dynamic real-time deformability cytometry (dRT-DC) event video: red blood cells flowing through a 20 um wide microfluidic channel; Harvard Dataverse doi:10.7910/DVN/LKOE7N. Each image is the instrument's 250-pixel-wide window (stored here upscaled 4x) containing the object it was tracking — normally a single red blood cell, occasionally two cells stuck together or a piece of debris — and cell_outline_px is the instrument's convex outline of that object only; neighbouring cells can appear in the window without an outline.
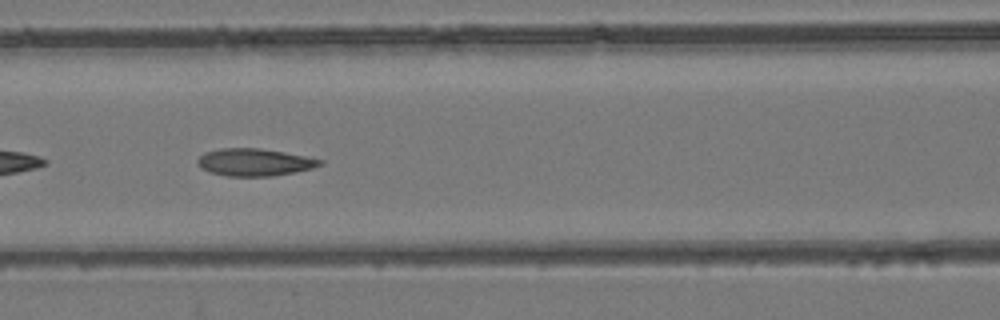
{"species": "common noctule bat (a hibernating species)", "species_latin": "Nyctalus noctula", "temperature_condition": "room temperature", "stored_images_in_passage": 38, "camera_frame_rate_fps": 3000, "um_per_image_px": 0.085, "animal": {"sex": "female", "body_mass_g": 24.6, "forearm_length_mm": 56.2}, "frame": {"image": 1, "passage_image": 7, "time_ms": 2.0, "image_size_px": [1000, 320], "cell_outline_px": [[324, 164], [312, 168], [296, 172], [272, 176], [228, 176], [212, 172], [200, 168], [196, 160], [204, 152], [220, 148], [260, 148], [284, 152], [324, 160]], "centroid_in_image_um": [21.64, 13.78], "position_along_channel_um": 145.0, "area_um2": 19.54}}
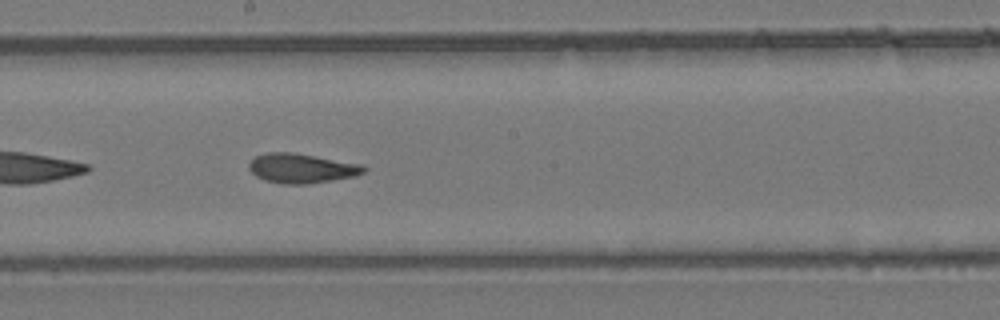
{"frame": {"image": 2, "passage_image": 13, "time_ms": 4.0, "image_size_px": [1000, 320], "cell_outline_px": [[368, 168], [364, 172], [356, 176], [308, 184], [284, 184], [264, 180], [256, 176], [248, 168], [248, 164], [256, 156], [268, 152], [292, 152], [364, 164]], "centroid_in_image_um": [25.67, 14.3], "position_along_channel_um": 222.5, "area_um2": 19.88}}
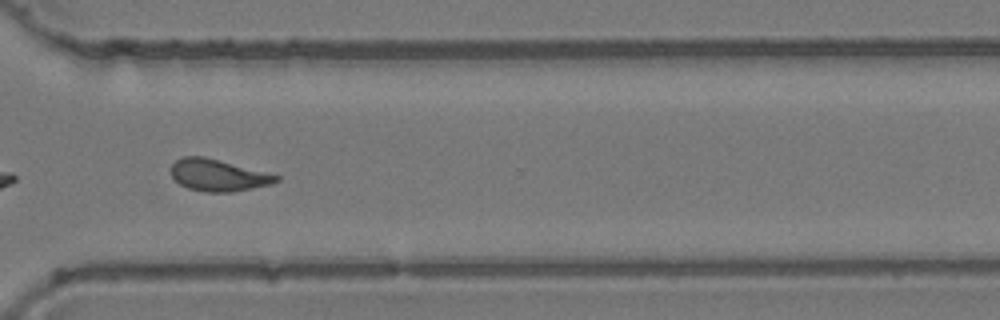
{"frame": {"image": 3, "passage_image": 23, "time_ms": 7.333, "image_size_px": [1000, 320], "cell_outline_px": [[280, 180], [272, 184], [232, 192], [204, 192], [188, 188], [180, 184], [172, 176], [172, 164], [176, 160], [184, 156], [204, 156], [280, 176]], "centroid_in_image_um": [18.54, 14.9], "position_along_channel_um": 352.1, "area_um2": 19.31}, "authors_computed_cell_mechanics": {"area_um2": 19.1896, "velocity_mm_per_s": 3.8924, "shape_relaxation_time_tau1_ms": null, "shape_relaxation_time_tau2_ms": 2.9907, "deformation_change_tau1": null, "deformation_change_tau2": 0.0968}}